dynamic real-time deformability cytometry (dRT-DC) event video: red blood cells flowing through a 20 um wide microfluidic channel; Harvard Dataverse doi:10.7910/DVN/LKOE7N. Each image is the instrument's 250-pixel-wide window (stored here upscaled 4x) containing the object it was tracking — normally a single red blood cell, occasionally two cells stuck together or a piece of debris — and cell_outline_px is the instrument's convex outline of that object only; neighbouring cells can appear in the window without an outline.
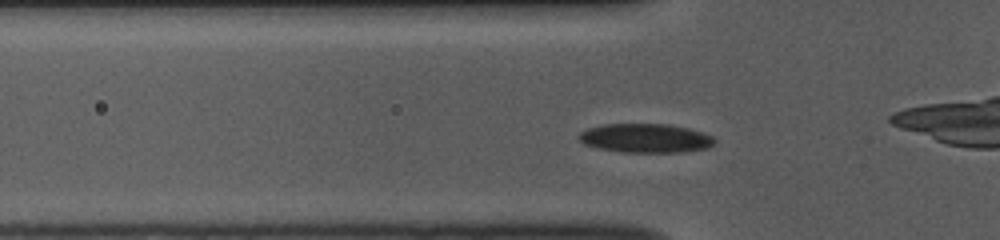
{"species": "common noctule bat (a hibernating species)", "species_latin": "Nyctalus noctula", "temperature_condition": "room temperature", "stored_images_in_passage": 37, "camera_frame_rate_fps": 3000, "um_per_image_px": 0.085, "animal": {"sex": "female", "body_mass_g": 10.0, "forearm_length_mm": 53.1}, "frame": {"image": 1, "passage_image": 9, "time_ms": 2.667, "image_size_px": [1000, 240], "cell_outline_px": [[716, 140], [708, 148], [688, 152], [624, 152], [600, 148], [584, 144], [576, 136], [580, 132], [588, 128], [604, 124], [668, 124], [688, 128], [712, 136]], "centroid_in_image_um": [54.87, 11.74], "position_along_channel_um": 70.9, "area_um2": 22.89}}
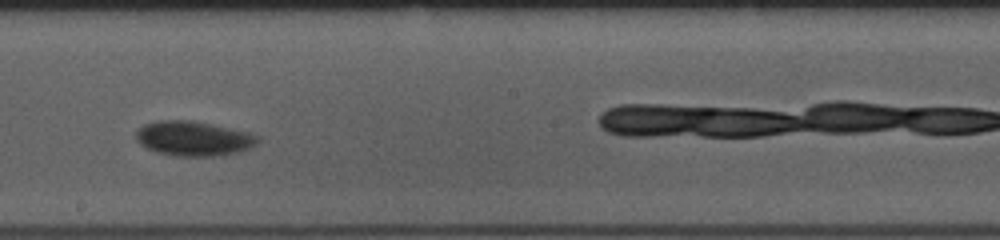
{"frame": {"image": 2, "passage_image": 22, "time_ms": 7.0, "image_size_px": [1000, 240], "cell_outline_px": [[260, 140], [256, 144], [248, 148], [236, 152], [212, 156], [180, 156], [156, 152], [140, 144], [136, 140], [136, 132], [144, 124], [160, 120], [192, 120], [248, 132], [260, 136]], "centroid_in_image_um": [16.44, 11.76], "position_along_channel_um": 231.8, "area_um2": 24.39}}
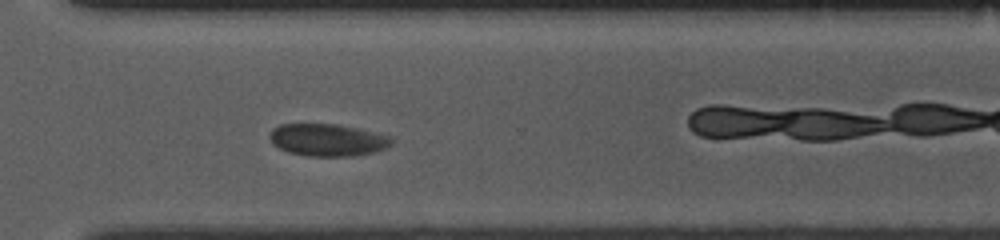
{"frame": {"image": 3, "passage_image": 31, "time_ms": 10.0, "image_size_px": [1000, 240], "cell_outline_px": [[392, 144], [376, 152], [352, 156], [308, 156], [288, 152], [272, 144], [268, 136], [272, 128], [280, 124], [340, 124], [388, 136], [392, 140]], "centroid_in_image_um": [27.79, 11.89], "position_along_channel_um": 342.8, "area_um2": 22.89}, "authors_computed_cell_mechanics": {"area_um2": 23.409, "velocity_mm_per_s": 3.7064, "shape_relaxation_time_tau1_ms": 3.9538, "shape_relaxation_time_tau2_ms": null, "deformation_change_tau1": 0.117, "deformation_change_tau2": null}}